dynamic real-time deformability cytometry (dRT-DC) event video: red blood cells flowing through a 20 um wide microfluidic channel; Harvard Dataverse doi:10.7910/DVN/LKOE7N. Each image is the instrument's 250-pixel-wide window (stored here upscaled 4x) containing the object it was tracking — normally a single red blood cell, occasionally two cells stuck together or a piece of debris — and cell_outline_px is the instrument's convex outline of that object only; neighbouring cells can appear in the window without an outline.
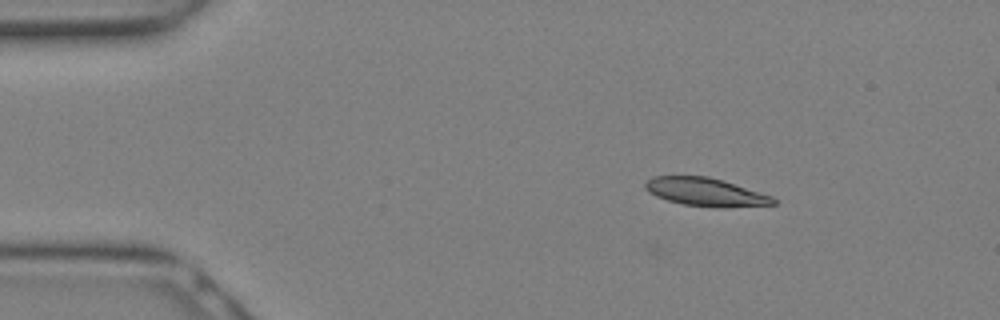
{"species": "Egyptian fruit bat (a non-hibernating species)", "species_latin": "Rousettus aegyptiacus", "temperature_condition": "warm", "stored_images_in_passage": 3, "camera_frame_rate_fps": 3000, "um_per_image_px": 0.085, "animal": {"sex": "female"}, "frame": {"image": 1, "passage_image": 3, "time_ms": 0.667, "image_size_px": [1000, 320], "cell_outline_px": [[776, 204], [724, 208], [716, 208], [684, 204], [668, 200], [656, 196], [648, 192], [644, 188], [644, 184], [652, 176], [708, 176], [772, 196], [776, 200]], "centroid_in_image_um": [59.96, 16.33], "position_along_channel_um": 25.0, "area_um2": 20.92}}